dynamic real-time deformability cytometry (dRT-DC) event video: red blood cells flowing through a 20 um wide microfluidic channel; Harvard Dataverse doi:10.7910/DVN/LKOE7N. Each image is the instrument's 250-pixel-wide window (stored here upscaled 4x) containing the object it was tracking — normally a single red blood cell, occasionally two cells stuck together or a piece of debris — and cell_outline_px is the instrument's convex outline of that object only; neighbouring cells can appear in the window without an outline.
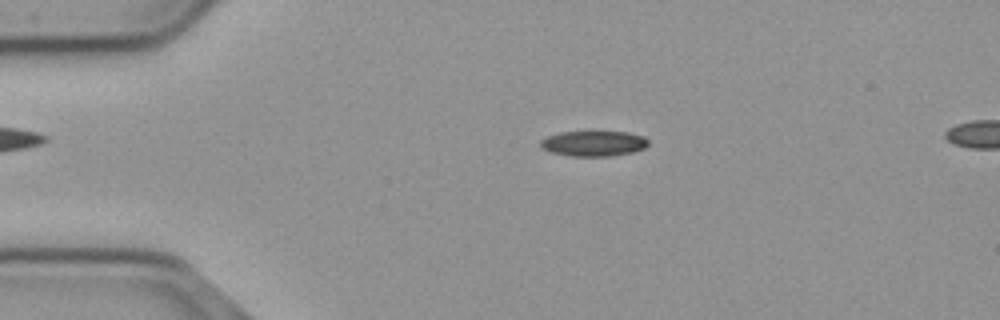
{"species": "common noctule bat (a hibernating species)", "species_latin": "Nyctalus noctula", "temperature_condition": "cold", "stored_images_in_passage": 49, "camera_frame_rate_fps": 3000, "um_per_image_px": 0.085, "animal": {"sex": "male", "body_mass_g": 23.1, "forearm_length_mm": 52.7}, "frame": {"image": 1, "passage_image": 5, "time_ms": 1.333, "image_size_px": [1000, 320], "cell_outline_px": [[648, 144], [644, 148], [632, 152], [612, 156], [572, 156], [548, 152], [540, 148], [540, 140], [548, 136], [560, 132], [628, 132], [644, 136], [648, 140]], "centroid_in_image_um": [50.43, 12.2], "position_along_channel_um": 34.6, "area_um2": 16.01}}
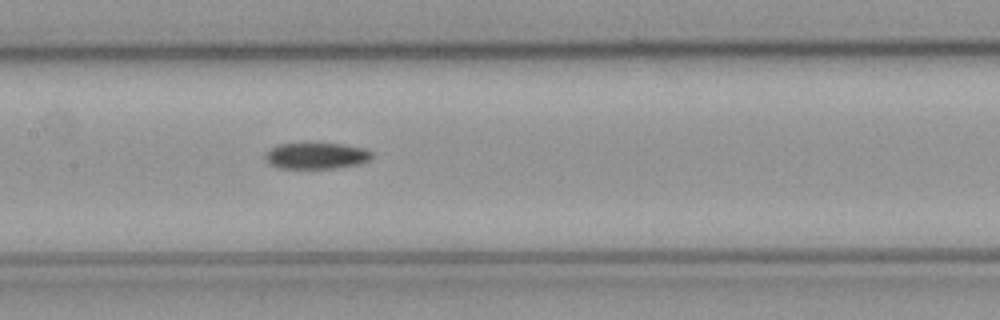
{"frame": {"image": 2, "passage_image": 20, "time_ms": 6.333, "image_size_px": [1000, 320], "cell_outline_px": [[372, 156], [368, 160], [360, 164], [336, 168], [280, 168], [268, 164], [264, 156], [272, 148], [280, 144], [344, 144], [364, 148], [372, 152]], "centroid_in_image_um": [26.91, 13.25], "position_along_channel_um": 180.5, "area_um2": 16.13}}
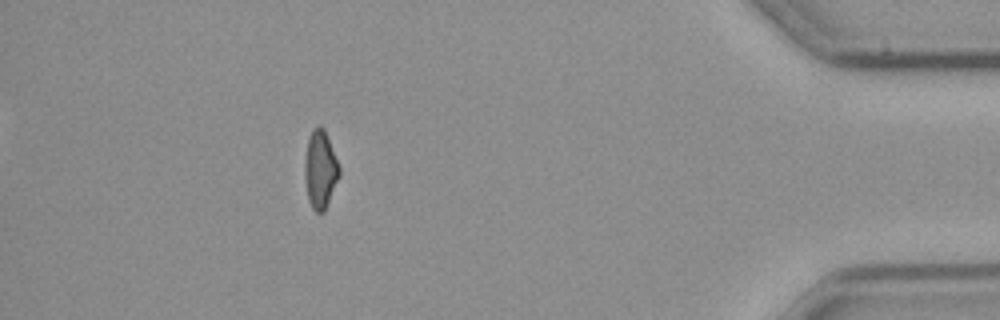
{"frame": {"image": 3, "passage_image": 43, "time_ms": 14.0, "image_size_px": [1000, 320], "cell_outline_px": [[340, 176], [324, 212], [316, 212], [312, 208], [308, 200], [304, 176], [304, 160], [308, 140], [312, 128], [316, 124], [320, 124], [324, 128], [340, 168]], "centroid_in_image_um": [27.21, 14.39], "position_along_channel_um": 408.0, "area_um2": 15.9}}